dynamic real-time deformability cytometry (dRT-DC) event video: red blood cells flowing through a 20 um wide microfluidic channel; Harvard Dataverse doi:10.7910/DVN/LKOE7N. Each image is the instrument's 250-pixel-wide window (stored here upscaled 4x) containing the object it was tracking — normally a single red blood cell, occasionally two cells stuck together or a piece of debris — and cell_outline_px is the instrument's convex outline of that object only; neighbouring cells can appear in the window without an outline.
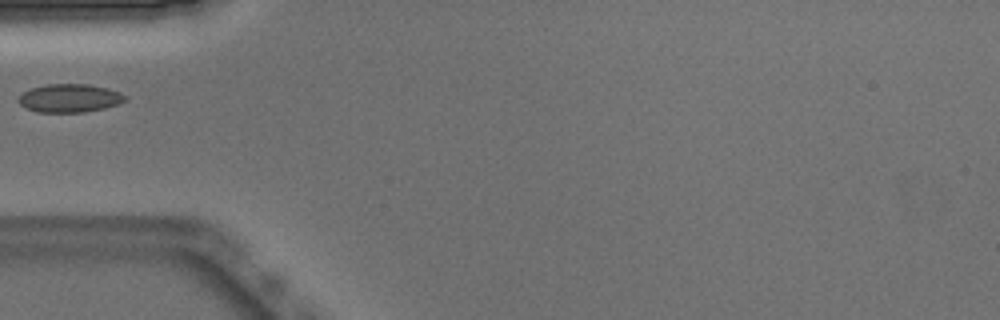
{"species": "Egyptian fruit bat (a non-hibernating species)", "species_latin": "Rousettus aegyptiacus", "temperature_condition": "warm", "stored_images_in_passage": 36, "camera_frame_rate_fps": 3000, "um_per_image_px": 0.085, "animal": {"sex": "male"}, "frame": {"image": 1, "passage_image": 1, "time_ms": 0.0, "image_size_px": [1000, 320], "cell_outline_px": [[124, 100], [120, 104], [104, 108], [84, 112], [36, 112], [20, 104], [16, 100], [28, 88], [48, 84], [88, 84], [108, 88], [120, 92], [124, 96]], "centroid_in_image_um": [5.89, 8.34], "position_along_channel_um": 79.1, "area_um2": 17.57}}
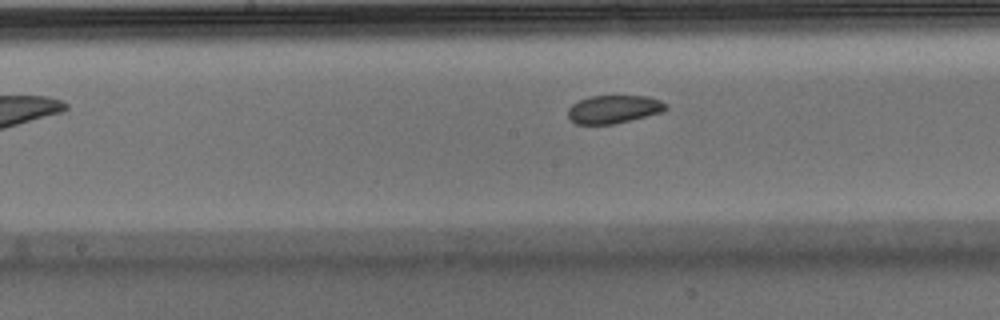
{"frame": {"image": 2, "passage_image": 10, "time_ms": 3.0, "image_size_px": [1000, 320], "cell_outline_px": [[668, 108], [660, 112], [612, 124], [576, 124], [568, 116], [568, 108], [572, 104], [588, 96], [648, 96], [660, 100], [668, 104]], "centroid_in_image_um": [52.15, 9.27], "position_along_channel_um": 196.0, "area_um2": 15.84}}
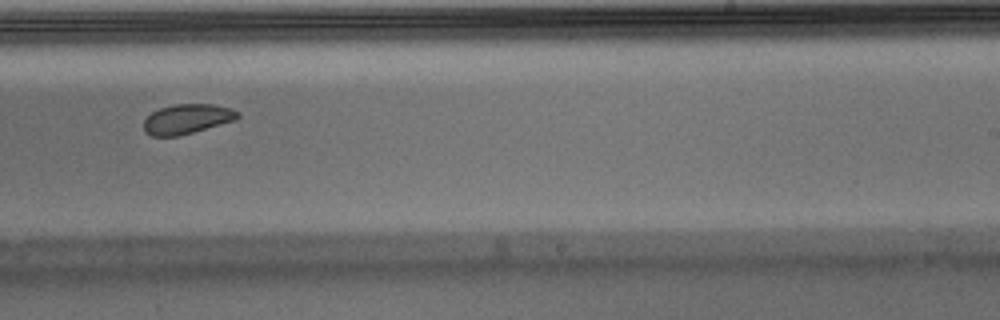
{"frame": {"image": 3, "passage_image": 16, "time_ms": 5.0, "image_size_px": [1000, 320], "cell_outline_px": [[240, 116], [236, 120], [192, 132], [176, 136], [152, 136], [144, 132], [144, 120], [152, 112], [160, 108], [172, 104], [212, 104], [232, 108], [240, 112]], "centroid_in_image_um": [15.91, 10.1], "position_along_channel_um": 273.1, "area_um2": 16.3}}